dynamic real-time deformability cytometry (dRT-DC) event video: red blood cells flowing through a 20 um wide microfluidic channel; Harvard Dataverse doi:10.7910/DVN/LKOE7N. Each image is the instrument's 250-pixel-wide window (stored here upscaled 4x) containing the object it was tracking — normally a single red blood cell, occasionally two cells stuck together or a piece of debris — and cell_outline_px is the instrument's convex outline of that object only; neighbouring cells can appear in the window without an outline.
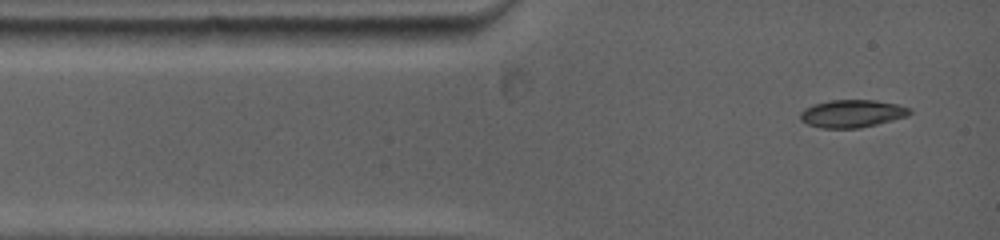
{"species": "common noctule bat (a hibernating species)", "species_latin": "Nyctalus noctula", "temperature_condition": "warm", "stored_images_in_passage": 5, "camera_frame_rate_fps": 5000, "um_per_image_px": 0.085, "animal": {"sex": "female", "body_mass_g": 19.0, "forearm_length_mm": 53.3}, "frame": {"image": 1, "passage_image": 1, "time_ms": 0.0, "image_size_px": [1000, 240], "cell_outline_px": [[912, 112], [908, 116], [860, 128], [820, 128], [808, 124], [800, 120], [800, 112], [804, 108], [828, 100], [876, 100], [896, 104], [912, 108]], "centroid_in_image_um": [72.43, 9.65], "position_along_channel_um": 12.6, "area_um2": 17.69}}
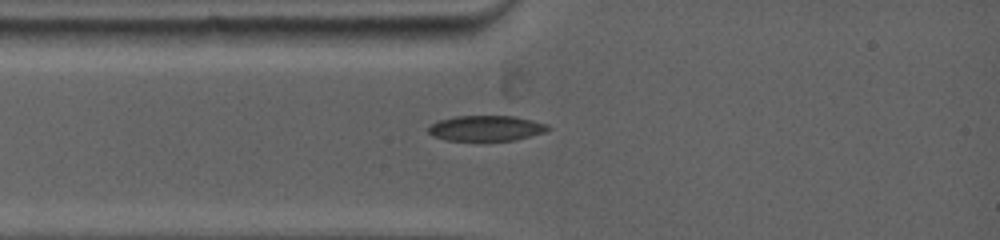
{"frame": {"image": 2, "passage_image": 3, "time_ms": 1.6, "image_size_px": [1000, 240], "cell_outline_px": [[552, 128], [544, 132], [512, 140], [444, 140], [432, 136], [428, 132], [428, 128], [436, 120], [456, 116], [516, 116], [548, 124]], "centroid_in_image_um": [41.29, 10.89], "position_along_channel_um": 43.7, "area_um2": 17.69}}
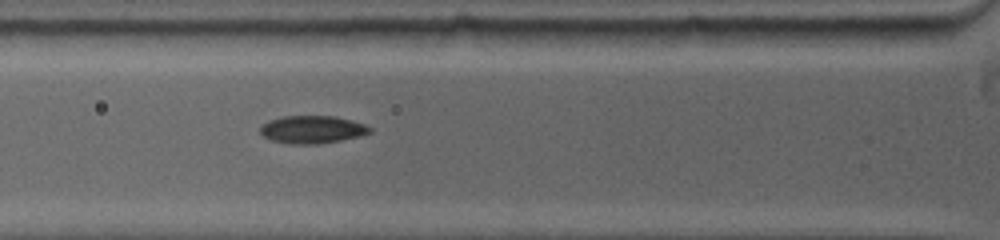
{"frame": {"image": 3, "passage_image": 5, "time_ms": 3.0, "image_size_px": [1000, 240], "cell_outline_px": [[372, 132], [360, 136], [340, 140], [316, 144], [288, 144], [272, 140], [264, 136], [260, 132], [260, 124], [268, 120], [284, 116], [332, 116], [364, 124], [372, 128]], "centroid_in_image_um": [26.5, 11.01], "position_along_channel_um": 99.3, "area_um2": 17.63}}